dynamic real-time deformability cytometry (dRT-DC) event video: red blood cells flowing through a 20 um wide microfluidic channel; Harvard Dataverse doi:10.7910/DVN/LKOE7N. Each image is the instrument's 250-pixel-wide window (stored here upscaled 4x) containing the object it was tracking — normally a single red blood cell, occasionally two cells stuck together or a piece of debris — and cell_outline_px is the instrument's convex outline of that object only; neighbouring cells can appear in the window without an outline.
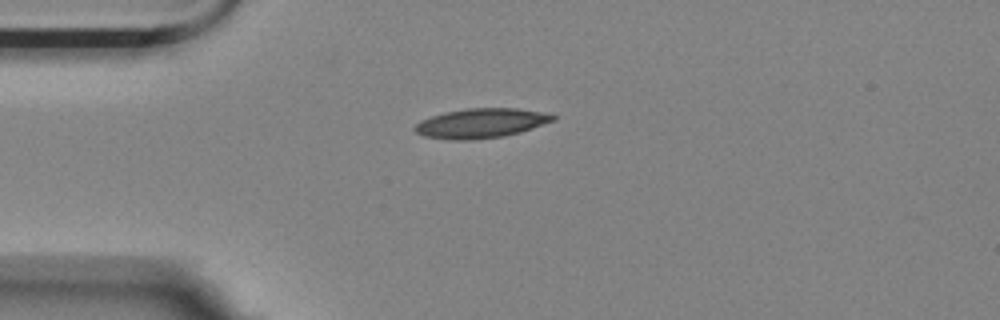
{"species": "Egyptian fruit bat (a non-hibernating species)", "species_latin": "Rousettus aegyptiacus", "temperature_condition": "room temperature", "stored_images_in_passage": 35, "camera_frame_rate_fps": 3000, "um_per_image_px": 0.085, "animal": {"sex": "female"}, "frame": {"image": 1, "passage_image": 1, "time_ms": 0.0, "image_size_px": [1000, 320], "cell_outline_px": [[556, 120], [520, 132], [504, 136], [476, 140], [448, 140], [424, 136], [416, 132], [412, 128], [420, 120], [444, 112], [468, 108], [516, 108], [552, 112], [556, 116]], "centroid_in_image_um": [40.92, 10.47], "position_along_channel_um": 44.1, "area_um2": 24.22}}
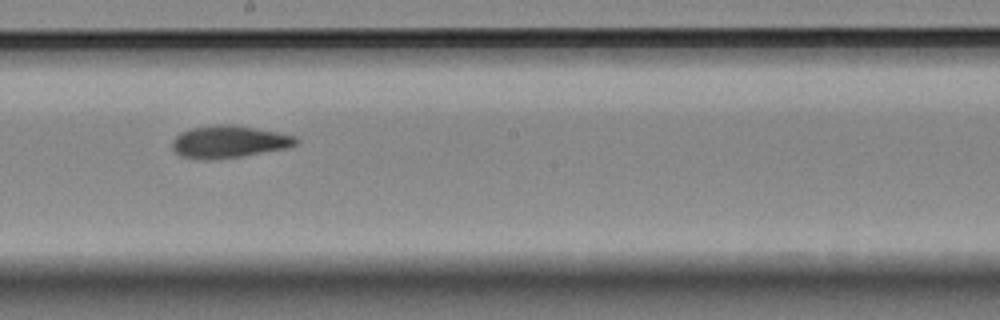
{"frame": {"image": 2, "passage_image": 18, "time_ms": 5.667, "image_size_px": [1000, 320], "cell_outline_px": [[300, 144], [288, 148], [216, 160], [208, 160], [180, 156], [172, 148], [172, 140], [180, 132], [192, 128], [216, 124], [232, 124], [276, 132], [296, 136], [300, 140]], "centroid_in_image_um": [19.48, 12.05], "position_along_channel_um": 228.7, "area_um2": 23.41}}
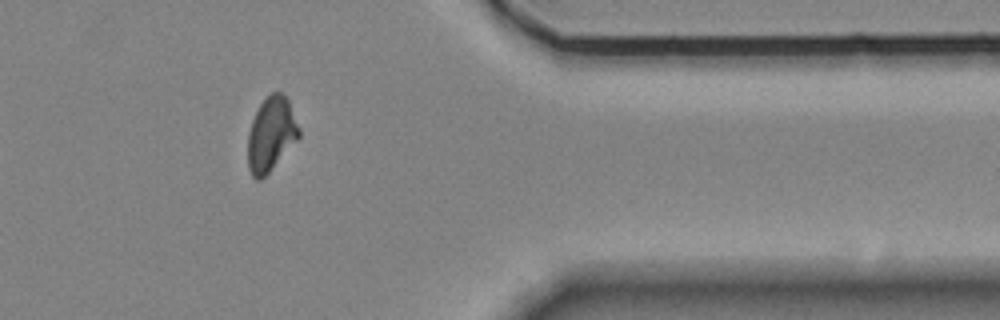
{"frame": {"image": 3, "passage_image": 33, "time_ms": 10.667, "image_size_px": [1000, 320], "cell_outline_px": [[300, 136], [268, 172], [260, 180], [256, 180], [252, 176], [248, 168], [248, 132], [252, 120], [260, 104], [272, 92], [280, 92], [288, 100], [300, 128]], "centroid_in_image_um": [23.03, 11.41], "position_along_channel_um": 388.4, "area_um2": 21.73}, "authors_computed_cell_mechanics": {"area_um2": 23.0622, "velocity_mm_per_s": 3.5595, "shape_relaxation_time_tau1_ms": 10.2862, "shape_relaxation_time_tau2_ms": 2.4946, "deformation_change_tau1": 0.2084, "deformation_change_tau2": 0.0805}}